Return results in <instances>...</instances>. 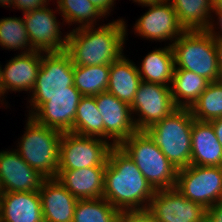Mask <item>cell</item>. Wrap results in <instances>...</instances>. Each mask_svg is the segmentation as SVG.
<instances>
[{
	"mask_svg": "<svg viewBox=\"0 0 222 222\" xmlns=\"http://www.w3.org/2000/svg\"><path fill=\"white\" fill-rule=\"evenodd\" d=\"M154 193L134 161L113 146L105 168L103 198L121 213L145 212Z\"/></svg>",
	"mask_w": 222,
	"mask_h": 222,
	"instance_id": "cell-1",
	"label": "cell"
},
{
	"mask_svg": "<svg viewBox=\"0 0 222 222\" xmlns=\"http://www.w3.org/2000/svg\"><path fill=\"white\" fill-rule=\"evenodd\" d=\"M96 27L73 28L69 31L65 52L74 65H111L123 56L128 40L124 19Z\"/></svg>",
	"mask_w": 222,
	"mask_h": 222,
	"instance_id": "cell-2",
	"label": "cell"
},
{
	"mask_svg": "<svg viewBox=\"0 0 222 222\" xmlns=\"http://www.w3.org/2000/svg\"><path fill=\"white\" fill-rule=\"evenodd\" d=\"M193 120L189 108H177L145 130L177 170L191 165Z\"/></svg>",
	"mask_w": 222,
	"mask_h": 222,
	"instance_id": "cell-3",
	"label": "cell"
},
{
	"mask_svg": "<svg viewBox=\"0 0 222 222\" xmlns=\"http://www.w3.org/2000/svg\"><path fill=\"white\" fill-rule=\"evenodd\" d=\"M24 134L15 149L20 157L46 179L58 176L60 141L63 132L37 123L27 116Z\"/></svg>",
	"mask_w": 222,
	"mask_h": 222,
	"instance_id": "cell-4",
	"label": "cell"
},
{
	"mask_svg": "<svg viewBox=\"0 0 222 222\" xmlns=\"http://www.w3.org/2000/svg\"><path fill=\"white\" fill-rule=\"evenodd\" d=\"M154 190L175 188L178 170L145 131H137L119 146Z\"/></svg>",
	"mask_w": 222,
	"mask_h": 222,
	"instance_id": "cell-5",
	"label": "cell"
},
{
	"mask_svg": "<svg viewBox=\"0 0 222 222\" xmlns=\"http://www.w3.org/2000/svg\"><path fill=\"white\" fill-rule=\"evenodd\" d=\"M171 47L175 69L189 70L209 82L222 80L215 39L207 30H186Z\"/></svg>",
	"mask_w": 222,
	"mask_h": 222,
	"instance_id": "cell-6",
	"label": "cell"
},
{
	"mask_svg": "<svg viewBox=\"0 0 222 222\" xmlns=\"http://www.w3.org/2000/svg\"><path fill=\"white\" fill-rule=\"evenodd\" d=\"M59 93H80L74 86V64L65 52H42V63L36 82L28 97L32 116L48 97Z\"/></svg>",
	"mask_w": 222,
	"mask_h": 222,
	"instance_id": "cell-7",
	"label": "cell"
},
{
	"mask_svg": "<svg viewBox=\"0 0 222 222\" xmlns=\"http://www.w3.org/2000/svg\"><path fill=\"white\" fill-rule=\"evenodd\" d=\"M112 147L109 141L102 138L63 132L60 141L58 170L106 166Z\"/></svg>",
	"mask_w": 222,
	"mask_h": 222,
	"instance_id": "cell-8",
	"label": "cell"
},
{
	"mask_svg": "<svg viewBox=\"0 0 222 222\" xmlns=\"http://www.w3.org/2000/svg\"><path fill=\"white\" fill-rule=\"evenodd\" d=\"M188 200L206 209L222 200V167L189 165L178 170L175 187Z\"/></svg>",
	"mask_w": 222,
	"mask_h": 222,
	"instance_id": "cell-9",
	"label": "cell"
},
{
	"mask_svg": "<svg viewBox=\"0 0 222 222\" xmlns=\"http://www.w3.org/2000/svg\"><path fill=\"white\" fill-rule=\"evenodd\" d=\"M130 108L137 130L145 131L178 107L174 103L171 86L141 81Z\"/></svg>",
	"mask_w": 222,
	"mask_h": 222,
	"instance_id": "cell-10",
	"label": "cell"
},
{
	"mask_svg": "<svg viewBox=\"0 0 222 222\" xmlns=\"http://www.w3.org/2000/svg\"><path fill=\"white\" fill-rule=\"evenodd\" d=\"M48 6L22 14L31 48L44 53L63 52L66 48L68 32L62 36L60 29L63 22L61 24L55 14L58 10L53 11Z\"/></svg>",
	"mask_w": 222,
	"mask_h": 222,
	"instance_id": "cell-11",
	"label": "cell"
},
{
	"mask_svg": "<svg viewBox=\"0 0 222 222\" xmlns=\"http://www.w3.org/2000/svg\"><path fill=\"white\" fill-rule=\"evenodd\" d=\"M156 222H206L207 209L176 188L155 190L145 211Z\"/></svg>",
	"mask_w": 222,
	"mask_h": 222,
	"instance_id": "cell-12",
	"label": "cell"
},
{
	"mask_svg": "<svg viewBox=\"0 0 222 222\" xmlns=\"http://www.w3.org/2000/svg\"><path fill=\"white\" fill-rule=\"evenodd\" d=\"M144 6L148 10L134 24V34L152 42L169 40L171 46L186 31L169 0Z\"/></svg>",
	"mask_w": 222,
	"mask_h": 222,
	"instance_id": "cell-13",
	"label": "cell"
},
{
	"mask_svg": "<svg viewBox=\"0 0 222 222\" xmlns=\"http://www.w3.org/2000/svg\"><path fill=\"white\" fill-rule=\"evenodd\" d=\"M96 105L103 118L104 139L120 146L137 132L130 106L116 96L103 92L95 95ZM109 139V140H108Z\"/></svg>",
	"mask_w": 222,
	"mask_h": 222,
	"instance_id": "cell-14",
	"label": "cell"
},
{
	"mask_svg": "<svg viewBox=\"0 0 222 222\" xmlns=\"http://www.w3.org/2000/svg\"><path fill=\"white\" fill-rule=\"evenodd\" d=\"M46 178L29 166L15 150L0 151V192L39 191Z\"/></svg>",
	"mask_w": 222,
	"mask_h": 222,
	"instance_id": "cell-15",
	"label": "cell"
},
{
	"mask_svg": "<svg viewBox=\"0 0 222 222\" xmlns=\"http://www.w3.org/2000/svg\"><path fill=\"white\" fill-rule=\"evenodd\" d=\"M42 63L41 51H29L27 53H19L12 57L4 68L0 66L2 95L8 91H26L31 93L38 71ZM7 92V93H6Z\"/></svg>",
	"mask_w": 222,
	"mask_h": 222,
	"instance_id": "cell-16",
	"label": "cell"
},
{
	"mask_svg": "<svg viewBox=\"0 0 222 222\" xmlns=\"http://www.w3.org/2000/svg\"><path fill=\"white\" fill-rule=\"evenodd\" d=\"M82 97L81 93L52 95L31 117L41 125L61 132H73L77 106Z\"/></svg>",
	"mask_w": 222,
	"mask_h": 222,
	"instance_id": "cell-17",
	"label": "cell"
},
{
	"mask_svg": "<svg viewBox=\"0 0 222 222\" xmlns=\"http://www.w3.org/2000/svg\"><path fill=\"white\" fill-rule=\"evenodd\" d=\"M39 194L44 222H73L78 199L56 178L45 179Z\"/></svg>",
	"mask_w": 222,
	"mask_h": 222,
	"instance_id": "cell-18",
	"label": "cell"
},
{
	"mask_svg": "<svg viewBox=\"0 0 222 222\" xmlns=\"http://www.w3.org/2000/svg\"><path fill=\"white\" fill-rule=\"evenodd\" d=\"M106 166L58 170L56 179L78 200L103 197Z\"/></svg>",
	"mask_w": 222,
	"mask_h": 222,
	"instance_id": "cell-19",
	"label": "cell"
},
{
	"mask_svg": "<svg viewBox=\"0 0 222 222\" xmlns=\"http://www.w3.org/2000/svg\"><path fill=\"white\" fill-rule=\"evenodd\" d=\"M1 222H44L39 191L0 193Z\"/></svg>",
	"mask_w": 222,
	"mask_h": 222,
	"instance_id": "cell-20",
	"label": "cell"
},
{
	"mask_svg": "<svg viewBox=\"0 0 222 222\" xmlns=\"http://www.w3.org/2000/svg\"><path fill=\"white\" fill-rule=\"evenodd\" d=\"M191 140V165L222 167V145L209 121L193 120Z\"/></svg>",
	"mask_w": 222,
	"mask_h": 222,
	"instance_id": "cell-21",
	"label": "cell"
},
{
	"mask_svg": "<svg viewBox=\"0 0 222 222\" xmlns=\"http://www.w3.org/2000/svg\"><path fill=\"white\" fill-rule=\"evenodd\" d=\"M129 60L123 55L110 65L107 92L130 106L141 82V77L137 65Z\"/></svg>",
	"mask_w": 222,
	"mask_h": 222,
	"instance_id": "cell-22",
	"label": "cell"
},
{
	"mask_svg": "<svg viewBox=\"0 0 222 222\" xmlns=\"http://www.w3.org/2000/svg\"><path fill=\"white\" fill-rule=\"evenodd\" d=\"M138 68L141 81L171 86L175 69L174 54L170 45L149 52Z\"/></svg>",
	"mask_w": 222,
	"mask_h": 222,
	"instance_id": "cell-23",
	"label": "cell"
},
{
	"mask_svg": "<svg viewBox=\"0 0 222 222\" xmlns=\"http://www.w3.org/2000/svg\"><path fill=\"white\" fill-rule=\"evenodd\" d=\"M204 77L189 70L174 69L171 93L178 108H190L209 85Z\"/></svg>",
	"mask_w": 222,
	"mask_h": 222,
	"instance_id": "cell-24",
	"label": "cell"
},
{
	"mask_svg": "<svg viewBox=\"0 0 222 222\" xmlns=\"http://www.w3.org/2000/svg\"><path fill=\"white\" fill-rule=\"evenodd\" d=\"M185 30H207L213 18V0H169Z\"/></svg>",
	"mask_w": 222,
	"mask_h": 222,
	"instance_id": "cell-25",
	"label": "cell"
},
{
	"mask_svg": "<svg viewBox=\"0 0 222 222\" xmlns=\"http://www.w3.org/2000/svg\"><path fill=\"white\" fill-rule=\"evenodd\" d=\"M58 13L63 23L69 26L78 25L76 28L97 26L96 22L105 16L89 0H57ZM98 19V20H97ZM76 23V24H75Z\"/></svg>",
	"mask_w": 222,
	"mask_h": 222,
	"instance_id": "cell-26",
	"label": "cell"
},
{
	"mask_svg": "<svg viewBox=\"0 0 222 222\" xmlns=\"http://www.w3.org/2000/svg\"><path fill=\"white\" fill-rule=\"evenodd\" d=\"M73 133L104 139V123L94 96H83L77 106Z\"/></svg>",
	"mask_w": 222,
	"mask_h": 222,
	"instance_id": "cell-27",
	"label": "cell"
},
{
	"mask_svg": "<svg viewBox=\"0 0 222 222\" xmlns=\"http://www.w3.org/2000/svg\"><path fill=\"white\" fill-rule=\"evenodd\" d=\"M110 65H74V86L83 96L107 92Z\"/></svg>",
	"mask_w": 222,
	"mask_h": 222,
	"instance_id": "cell-28",
	"label": "cell"
},
{
	"mask_svg": "<svg viewBox=\"0 0 222 222\" xmlns=\"http://www.w3.org/2000/svg\"><path fill=\"white\" fill-rule=\"evenodd\" d=\"M122 213L102 198L78 200L73 222H119Z\"/></svg>",
	"mask_w": 222,
	"mask_h": 222,
	"instance_id": "cell-29",
	"label": "cell"
},
{
	"mask_svg": "<svg viewBox=\"0 0 222 222\" xmlns=\"http://www.w3.org/2000/svg\"><path fill=\"white\" fill-rule=\"evenodd\" d=\"M194 119L211 121L222 117V80L210 82L189 108Z\"/></svg>",
	"mask_w": 222,
	"mask_h": 222,
	"instance_id": "cell-30",
	"label": "cell"
},
{
	"mask_svg": "<svg viewBox=\"0 0 222 222\" xmlns=\"http://www.w3.org/2000/svg\"><path fill=\"white\" fill-rule=\"evenodd\" d=\"M0 46L7 50H21L20 53L32 51L24 26L23 17H7L0 19ZM16 49V50H15Z\"/></svg>",
	"mask_w": 222,
	"mask_h": 222,
	"instance_id": "cell-31",
	"label": "cell"
},
{
	"mask_svg": "<svg viewBox=\"0 0 222 222\" xmlns=\"http://www.w3.org/2000/svg\"><path fill=\"white\" fill-rule=\"evenodd\" d=\"M51 0H13V9L21 10L24 12L42 8L50 4ZM48 2V3H47Z\"/></svg>",
	"mask_w": 222,
	"mask_h": 222,
	"instance_id": "cell-32",
	"label": "cell"
},
{
	"mask_svg": "<svg viewBox=\"0 0 222 222\" xmlns=\"http://www.w3.org/2000/svg\"><path fill=\"white\" fill-rule=\"evenodd\" d=\"M119 222H156L146 212L122 213Z\"/></svg>",
	"mask_w": 222,
	"mask_h": 222,
	"instance_id": "cell-33",
	"label": "cell"
},
{
	"mask_svg": "<svg viewBox=\"0 0 222 222\" xmlns=\"http://www.w3.org/2000/svg\"><path fill=\"white\" fill-rule=\"evenodd\" d=\"M206 222H222V200L207 208Z\"/></svg>",
	"mask_w": 222,
	"mask_h": 222,
	"instance_id": "cell-34",
	"label": "cell"
},
{
	"mask_svg": "<svg viewBox=\"0 0 222 222\" xmlns=\"http://www.w3.org/2000/svg\"><path fill=\"white\" fill-rule=\"evenodd\" d=\"M104 16L110 15L116 0H89ZM113 7V8H112ZM107 15V16H106Z\"/></svg>",
	"mask_w": 222,
	"mask_h": 222,
	"instance_id": "cell-35",
	"label": "cell"
},
{
	"mask_svg": "<svg viewBox=\"0 0 222 222\" xmlns=\"http://www.w3.org/2000/svg\"><path fill=\"white\" fill-rule=\"evenodd\" d=\"M215 17H217V24L214 23L215 20H212L207 31L214 37L215 40H222V14H215ZM218 29L220 31H217Z\"/></svg>",
	"mask_w": 222,
	"mask_h": 222,
	"instance_id": "cell-36",
	"label": "cell"
},
{
	"mask_svg": "<svg viewBox=\"0 0 222 222\" xmlns=\"http://www.w3.org/2000/svg\"><path fill=\"white\" fill-rule=\"evenodd\" d=\"M209 122L212 124L216 137L222 145V119L218 118V119L211 120Z\"/></svg>",
	"mask_w": 222,
	"mask_h": 222,
	"instance_id": "cell-37",
	"label": "cell"
},
{
	"mask_svg": "<svg viewBox=\"0 0 222 222\" xmlns=\"http://www.w3.org/2000/svg\"><path fill=\"white\" fill-rule=\"evenodd\" d=\"M216 51H217V61L220 76L222 78V40H215Z\"/></svg>",
	"mask_w": 222,
	"mask_h": 222,
	"instance_id": "cell-38",
	"label": "cell"
},
{
	"mask_svg": "<svg viewBox=\"0 0 222 222\" xmlns=\"http://www.w3.org/2000/svg\"><path fill=\"white\" fill-rule=\"evenodd\" d=\"M132 1L136 2L138 5H141L143 7L144 5L164 3L167 0H132Z\"/></svg>",
	"mask_w": 222,
	"mask_h": 222,
	"instance_id": "cell-39",
	"label": "cell"
},
{
	"mask_svg": "<svg viewBox=\"0 0 222 222\" xmlns=\"http://www.w3.org/2000/svg\"><path fill=\"white\" fill-rule=\"evenodd\" d=\"M214 14H222V0H213V12Z\"/></svg>",
	"mask_w": 222,
	"mask_h": 222,
	"instance_id": "cell-40",
	"label": "cell"
},
{
	"mask_svg": "<svg viewBox=\"0 0 222 222\" xmlns=\"http://www.w3.org/2000/svg\"><path fill=\"white\" fill-rule=\"evenodd\" d=\"M0 5L2 6V7H10V8H12L13 7V0H0Z\"/></svg>",
	"mask_w": 222,
	"mask_h": 222,
	"instance_id": "cell-41",
	"label": "cell"
},
{
	"mask_svg": "<svg viewBox=\"0 0 222 222\" xmlns=\"http://www.w3.org/2000/svg\"><path fill=\"white\" fill-rule=\"evenodd\" d=\"M0 66H1V64H0ZM3 95H2V88H1V75H0V102H1V104H3L4 105V101L3 100H5V98L4 97H2ZM2 99V100H1Z\"/></svg>",
	"mask_w": 222,
	"mask_h": 222,
	"instance_id": "cell-42",
	"label": "cell"
}]
</instances>
